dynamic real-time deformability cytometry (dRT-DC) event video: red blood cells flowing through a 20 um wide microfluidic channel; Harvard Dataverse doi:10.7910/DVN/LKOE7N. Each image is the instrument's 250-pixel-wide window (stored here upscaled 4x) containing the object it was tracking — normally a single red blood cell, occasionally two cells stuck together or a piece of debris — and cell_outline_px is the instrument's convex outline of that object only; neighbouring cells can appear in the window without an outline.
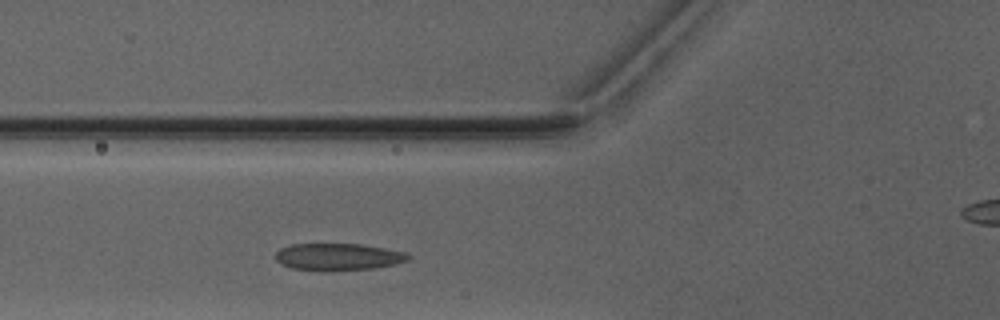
{"species": "Egyptian fruit bat (a non-hibernating species)", "species_latin": "Rousettus aegyptiacus", "temperature_condition": "warm", "stored_images_in_passage": 4, "segment_of_instrument_passage": [1, 2], "camera_frame_rate_fps": 3000, "um_per_image_px": 0.085, "animal": {"sex": "male"}, "frame": {"image": 1, "passage_image": 3, "time_ms": 3.0, "image_size_px": [1000, 320], "cell_outline_px": [[412, 256], [408, 260], [396, 264], [376, 268], [292, 268], [280, 264], [276, 260], [276, 252], [280, 248], [288, 244], [360, 244], [408, 252]], "centroid_in_image_um": [28.79, 21.78], "position_along_channel_um": 97.0, "area_um2": 20.17}}